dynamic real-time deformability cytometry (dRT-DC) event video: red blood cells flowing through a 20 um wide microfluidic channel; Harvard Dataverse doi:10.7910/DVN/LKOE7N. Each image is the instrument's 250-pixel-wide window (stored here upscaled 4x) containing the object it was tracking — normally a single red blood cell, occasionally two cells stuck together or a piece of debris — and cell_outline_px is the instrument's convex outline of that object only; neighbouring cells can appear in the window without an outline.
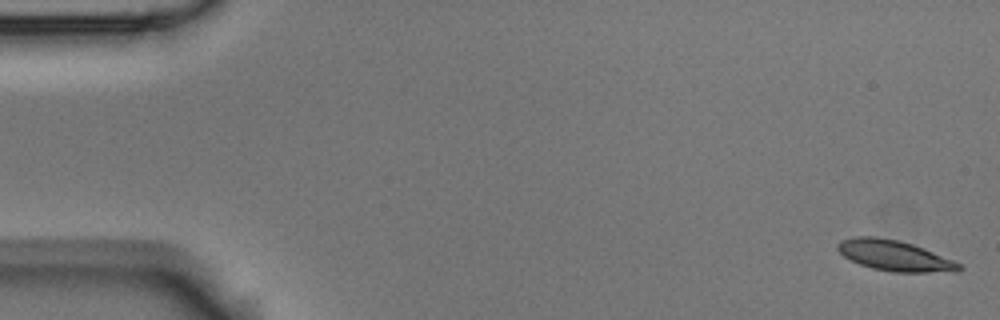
{"species": "Egyptian fruit bat (a non-hibernating species)", "species_latin": "Rousettus aegyptiacus", "temperature_condition": "room temperature", "stored_images_in_passage": 6, "camera_frame_rate_fps": 3000, "um_per_image_px": 0.085, "animal": {"sex": "male"}, "frame": {"image": 1, "passage_image": 1, "time_ms": 0.0, "image_size_px": [1000, 320], "cell_outline_px": [[964, 268], [960, 272], [892, 272], [872, 268], [860, 264], [844, 256], [836, 248], [836, 244], [840, 240], [852, 236], [876, 236], [900, 240], [924, 248], [952, 260], [960, 264]], "centroid_in_image_um": [76.03, 21.72], "position_along_channel_um": 9.0, "area_um2": 21.79}}
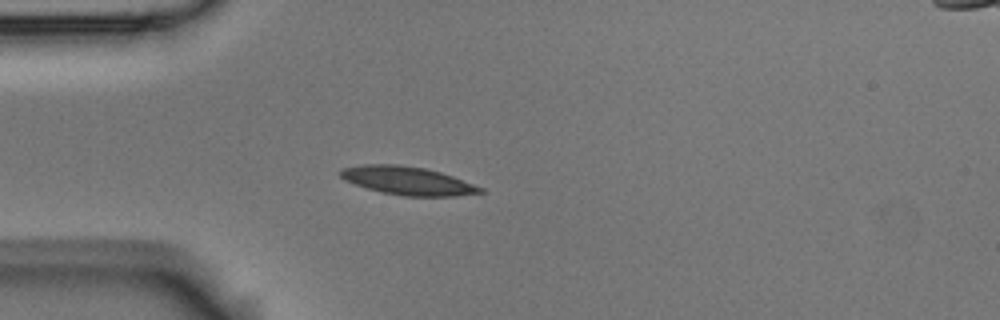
{"frame": {"image": 2, "passage_image": 5, "time_ms": 1.333, "image_size_px": [1000, 320], "cell_outline_px": [[484, 192], [456, 196], [404, 196], [380, 192], [344, 180], [340, 176], [340, 168], [364, 164], [396, 164], [424, 168], [440, 172], [452, 176], [484, 188]], "centroid_in_image_um": [34.63, 15.36], "position_along_channel_um": 50.4, "area_um2": 22.95}}